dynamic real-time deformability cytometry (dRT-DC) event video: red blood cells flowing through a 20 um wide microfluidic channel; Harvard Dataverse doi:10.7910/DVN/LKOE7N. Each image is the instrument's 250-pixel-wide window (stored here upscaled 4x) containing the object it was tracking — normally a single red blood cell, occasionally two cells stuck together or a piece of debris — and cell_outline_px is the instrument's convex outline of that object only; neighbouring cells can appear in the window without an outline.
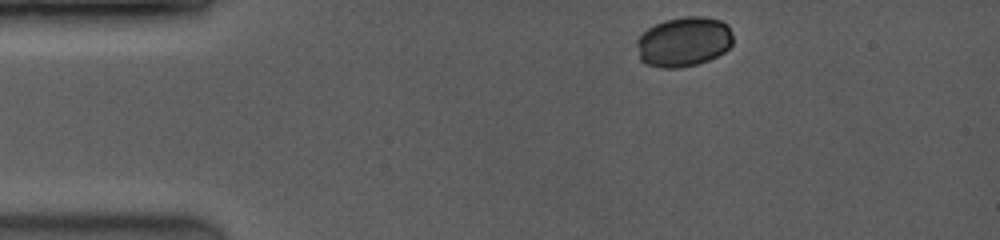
{"species": "common noctule bat (a hibernating species)", "species_latin": "Nyctalus noctula", "temperature_condition": "room temperature", "stored_images_in_passage": 3, "camera_frame_rate_fps": 3500, "um_per_image_px": 0.085, "animal": {"sex": "female", "body_mass_g": 19.0, "forearm_length_mm": 53.3}, "frame": {"image": 1, "passage_image": 1, "time_ms": 0.0, "image_size_px": [1000, 240], "cell_outline_px": [[732, 44], [724, 52], [708, 60], [696, 64], [676, 68], [664, 68], [644, 64], [640, 60], [632, 48], [632, 44], [648, 28], [664, 20], [688, 16], [704, 16], [720, 20], [728, 24], [732, 32]], "centroid_in_image_um": [58.05, 3.55], "position_along_channel_um": 26.9, "area_um2": 28.44}}